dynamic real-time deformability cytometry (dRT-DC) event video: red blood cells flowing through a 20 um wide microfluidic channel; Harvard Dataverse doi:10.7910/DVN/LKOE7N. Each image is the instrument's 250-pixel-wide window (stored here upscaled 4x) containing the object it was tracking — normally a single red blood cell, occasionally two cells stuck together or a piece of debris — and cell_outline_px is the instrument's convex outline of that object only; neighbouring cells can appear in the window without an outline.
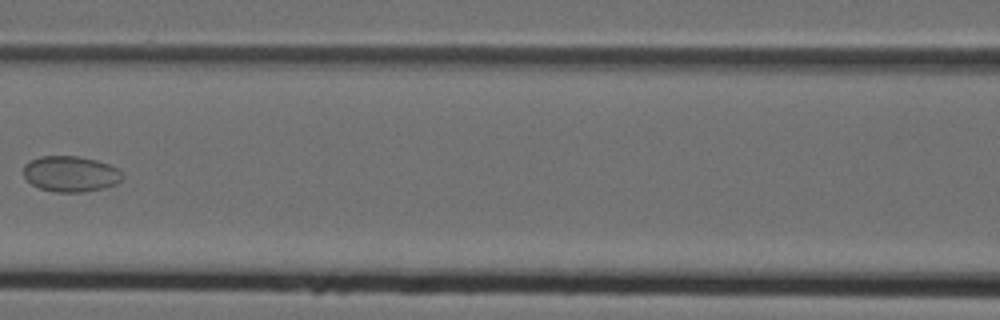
{"species": "Egyptian fruit bat (a non-hibernating species)", "species_latin": "Rousettus aegyptiacus", "temperature_condition": "cold", "stored_images_in_passage": 7, "camera_frame_rate_fps": 3000, "um_per_image_px": 0.085, "animal": {"sex": "female"}, "frame": {"image": 1, "passage_image": 7, "time_ms": 2.0, "image_size_px": [1000, 320], "cell_outline_px": [[124, 176], [116, 184], [104, 188], [84, 192], [56, 192], [40, 188], [32, 184], [24, 176], [24, 164], [40, 156], [80, 156], [96, 160], [108, 164], [116, 168]], "centroid_in_image_um": [6.0, 14.78], "position_along_channel_um": 160.6, "area_um2": 20.52}}